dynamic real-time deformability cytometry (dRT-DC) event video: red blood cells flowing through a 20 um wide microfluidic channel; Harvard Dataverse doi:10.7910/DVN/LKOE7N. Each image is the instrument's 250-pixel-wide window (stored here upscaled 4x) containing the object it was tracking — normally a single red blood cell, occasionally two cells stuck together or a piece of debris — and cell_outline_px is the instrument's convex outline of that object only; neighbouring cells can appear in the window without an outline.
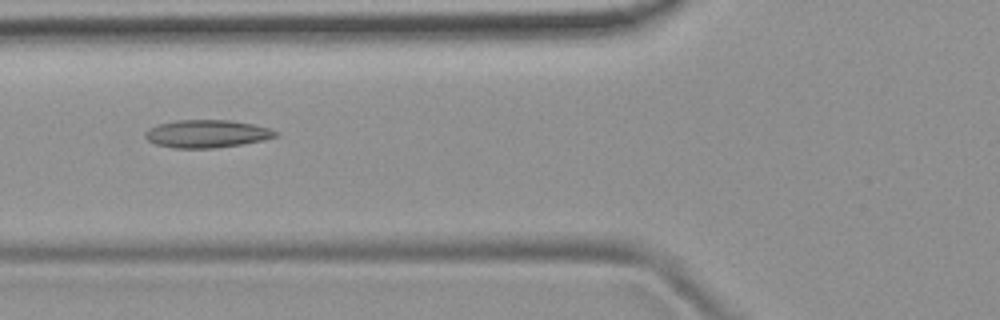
{"species": "common noctule bat (a hibernating species)", "species_latin": "Nyctalus noctula", "temperature_condition": "room temperature", "stored_images_in_passage": 6, "camera_frame_rate_fps": 3000, "um_per_image_px": 0.085, "animal": {"sex": "female", "body_mass_g": 19.9}, "frame": {"image": 1, "passage_image": 5, "time_ms": 5.0, "image_size_px": [1000, 320], "cell_outline_px": [[280, 136], [264, 140], [240, 144], [212, 148], [176, 148], [156, 144], [148, 140], [144, 136], [144, 132], [148, 128], [160, 124], [176, 120], [232, 120], [252, 124], [268, 128], [280, 132]], "centroid_in_image_um": [17.6, 11.36], "position_along_channel_um": 108.2, "area_um2": 21.1}}
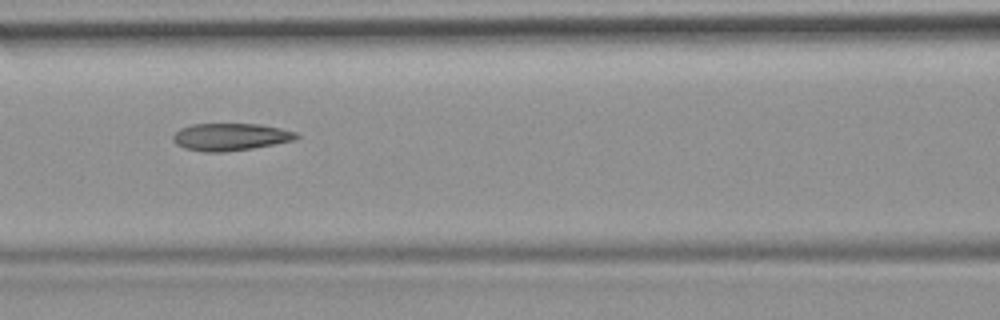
{"frame": {"image": 2, "passage_image": 6, "time_ms": 6.0, "image_size_px": [1000, 320], "cell_outline_px": [[300, 136], [296, 140], [252, 148], [224, 152], [204, 152], [184, 148], [176, 144], [172, 140], [172, 136], [180, 128], [192, 124], [260, 124], [280, 128], [296, 132]], "centroid_in_image_um": [19.58, 11.63], "position_along_channel_um": 147.0, "area_um2": 19.71}}